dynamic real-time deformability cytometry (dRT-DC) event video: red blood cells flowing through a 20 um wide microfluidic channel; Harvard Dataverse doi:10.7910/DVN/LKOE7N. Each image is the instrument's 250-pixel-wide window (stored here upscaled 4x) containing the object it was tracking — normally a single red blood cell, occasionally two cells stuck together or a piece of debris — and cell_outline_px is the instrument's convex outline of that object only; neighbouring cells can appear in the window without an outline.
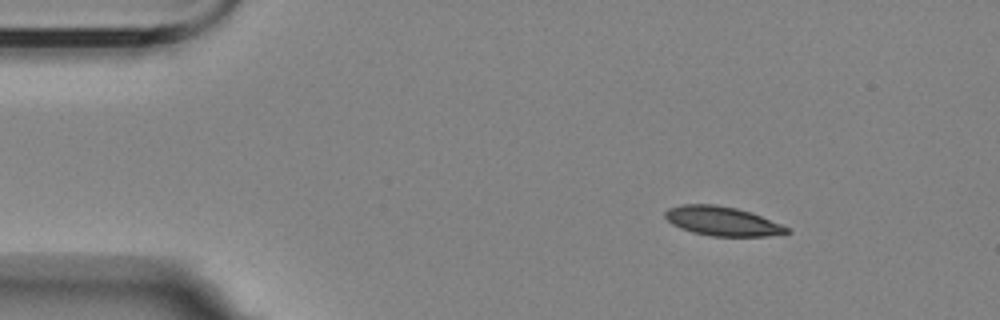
{"species": "Egyptian fruit bat (a non-hibernating species)", "species_latin": "Rousettus aegyptiacus", "temperature_condition": "room temperature", "stored_images_in_passage": 4, "segment_of_instrument_passage": [1, 2], "camera_frame_rate_fps": 3000, "um_per_image_px": 0.085, "animal": {"sex": "female"}, "frame": {"image": 1, "passage_image": 1, "time_ms": 0.0, "image_size_px": [1000, 320], "cell_outline_px": [[792, 232], [768, 236], [712, 236], [692, 232], [680, 228], [672, 224], [664, 216], [664, 212], [668, 208], [680, 204], [716, 204], [736, 208], [752, 212], [780, 224], [788, 228]], "centroid_in_image_um": [61.37, 18.79], "position_along_channel_um": 23.6, "area_um2": 20.75}}